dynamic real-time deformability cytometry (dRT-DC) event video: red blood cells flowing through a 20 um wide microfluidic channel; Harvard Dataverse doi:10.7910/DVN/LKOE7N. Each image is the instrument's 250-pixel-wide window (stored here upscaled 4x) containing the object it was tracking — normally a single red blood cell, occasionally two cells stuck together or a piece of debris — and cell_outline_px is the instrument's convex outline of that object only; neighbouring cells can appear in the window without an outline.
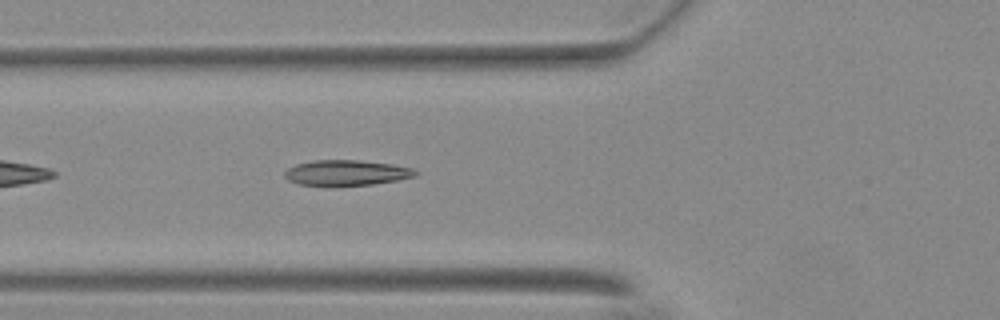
{"species": "Egyptian fruit bat (a non-hibernating species)", "species_latin": "Rousettus aegyptiacus", "temperature_condition": "warm", "stored_images_in_passage": 26, "camera_frame_rate_fps": 3000, "um_per_image_px": 0.085, "animal": {"sex": "female"}, "frame": {"image": 1, "passage_image": 6, "time_ms": 1.667, "image_size_px": [1000, 320], "cell_outline_px": [[416, 176], [396, 180], [372, 184], [300, 184], [288, 180], [284, 176], [284, 172], [288, 168], [296, 164], [312, 160], [360, 160], [392, 164], [412, 168], [416, 172]], "centroid_in_image_um": [29.43, 14.65], "position_along_channel_um": 96.4, "area_um2": 18.84}}
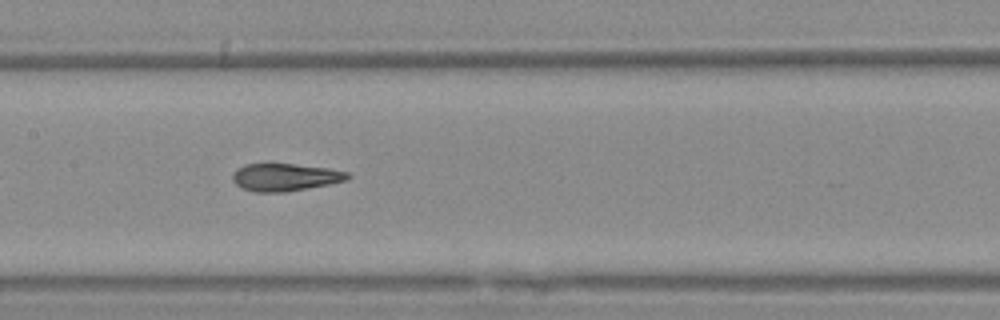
{"frame": {"image": 2, "passage_image": 13, "time_ms": 4.0, "image_size_px": [1000, 320], "cell_outline_px": [[352, 176], [348, 180], [328, 184], [284, 192], [256, 192], [244, 188], [236, 184], [232, 180], [232, 176], [236, 168], [244, 164], [268, 160], [328, 168], [348, 172]], "centroid_in_image_um": [24.19, 15.0], "position_along_channel_um": 183.2, "area_um2": 19.19}}
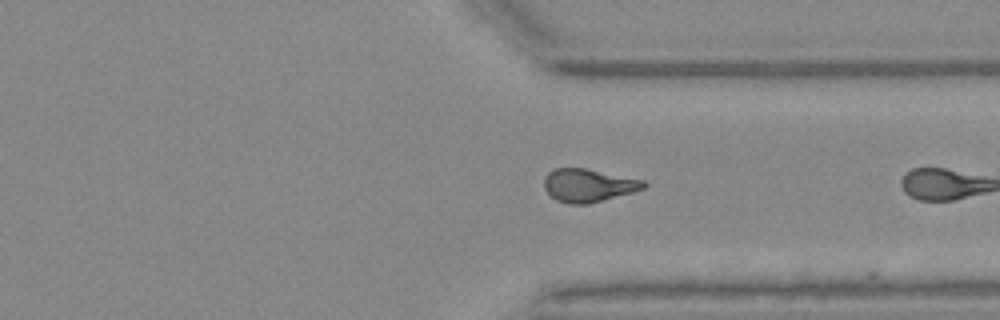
{"frame": {"image": 3, "passage_image": 25, "time_ms": 8.0, "image_size_px": [1000, 320], "cell_outline_px": [[648, 184], [644, 188], [632, 192], [588, 204], [568, 204], [556, 200], [544, 188], [544, 180], [548, 172], [556, 168], [584, 168], [644, 180]], "centroid_in_image_um": [50.0, 15.75], "position_along_channel_um": 361.4, "area_um2": 19.02}}